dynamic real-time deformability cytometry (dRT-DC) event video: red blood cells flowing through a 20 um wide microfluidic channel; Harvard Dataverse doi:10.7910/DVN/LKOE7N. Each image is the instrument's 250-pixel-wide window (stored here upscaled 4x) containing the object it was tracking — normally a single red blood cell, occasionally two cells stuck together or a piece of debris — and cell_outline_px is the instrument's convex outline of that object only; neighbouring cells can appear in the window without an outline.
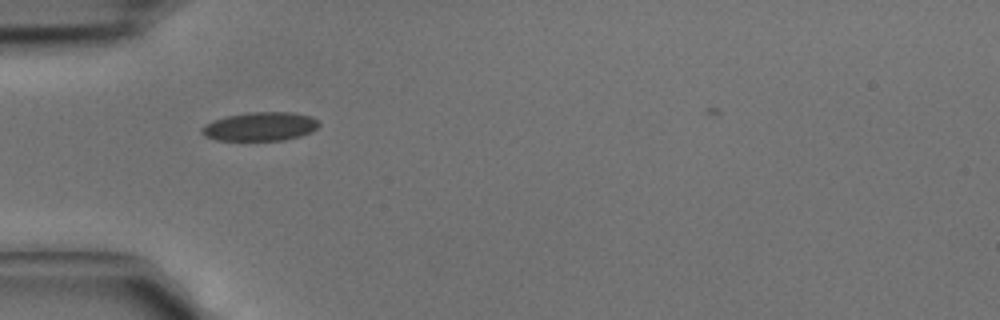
{"species": "common noctule bat (a hibernating species)", "species_latin": "Nyctalus noctula", "temperature_condition": "cold", "stored_images_in_passage": 29, "camera_frame_rate_fps": 3000, "um_per_image_px": 0.085, "animal": {"sex": "male", "body_mass_g": 15.6}, "frame": {"image": 1, "passage_image": 1, "time_ms": 0.0, "image_size_px": [1000, 320], "cell_outline_px": [[320, 124], [312, 132], [300, 136], [284, 140], [216, 140], [204, 136], [200, 132], [200, 128], [204, 124], [212, 120], [228, 116], [252, 112], [292, 112], [308, 116], [316, 120]], "centroid_in_image_um": [22.07, 10.76], "position_along_channel_um": 62.9, "area_um2": 19.59}}
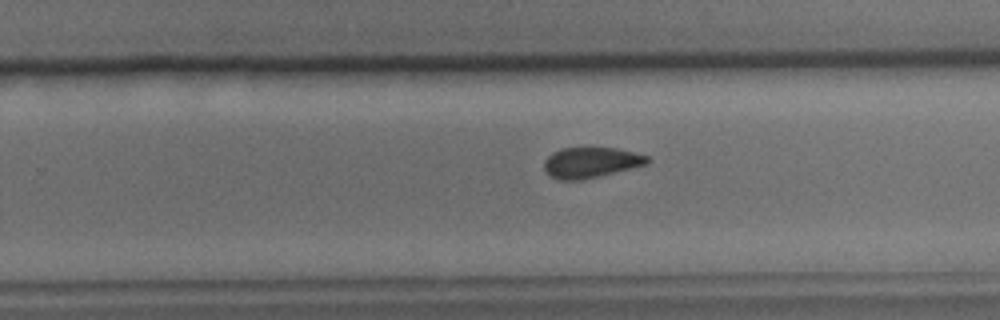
{"frame": {"image": 2, "passage_image": 15, "time_ms": 4.667, "image_size_px": [1000, 320], "cell_outline_px": [[648, 164], [580, 180], [556, 180], [544, 168], [544, 160], [552, 152], [560, 148], [584, 144], [616, 148], [648, 156]], "centroid_in_image_um": [50.17, 13.75], "position_along_channel_um": 279.6, "area_um2": 18.9}}
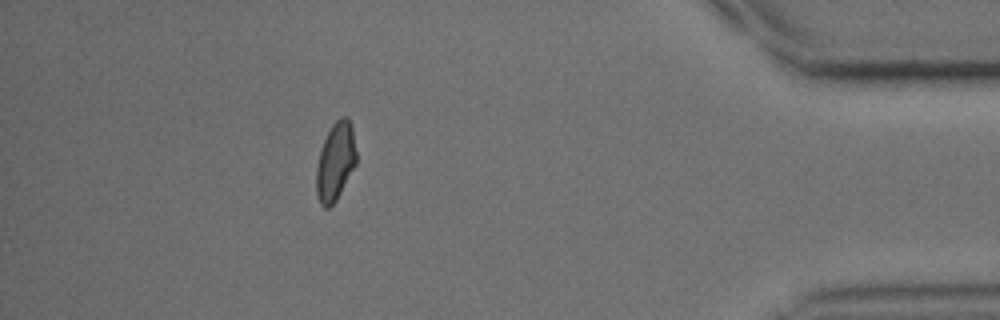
{"frame": {"image": 3, "passage_image": 26, "time_ms": 8.333, "image_size_px": [1000, 320], "cell_outline_px": [[356, 164], [336, 200], [328, 208], [324, 208], [320, 204], [316, 192], [316, 164], [320, 148], [332, 124], [340, 116], [348, 116], [352, 124], [356, 152]], "centroid_in_image_um": [28.5, 13.71], "position_along_channel_um": 406.7, "area_um2": 18.38}}